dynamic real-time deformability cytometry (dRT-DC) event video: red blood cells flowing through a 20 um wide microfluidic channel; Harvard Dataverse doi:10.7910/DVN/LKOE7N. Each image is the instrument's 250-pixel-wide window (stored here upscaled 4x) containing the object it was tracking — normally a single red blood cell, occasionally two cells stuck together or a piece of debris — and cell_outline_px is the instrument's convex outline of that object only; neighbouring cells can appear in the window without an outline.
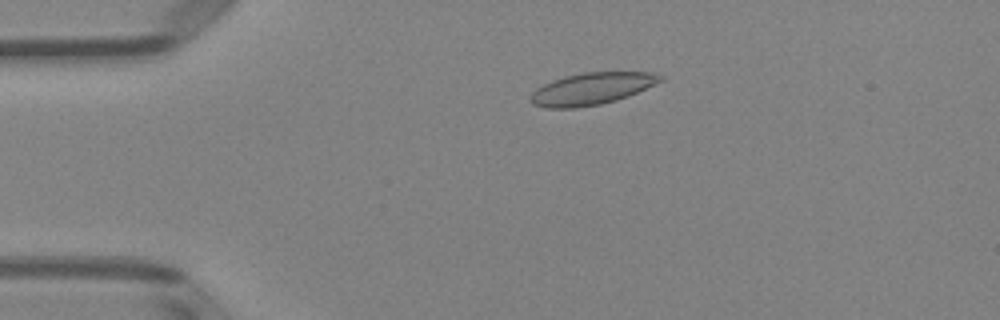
{"species": "Egyptian fruit bat (a non-hibernating species)", "species_latin": "Rousettus aegyptiacus", "temperature_condition": "room temperature", "stored_images_in_passage": 51, "camera_frame_rate_fps": 3000, "um_per_image_px": 0.085, "animal": {"sex": "female"}, "frame": {"image": 1, "passage_image": 11, "time_ms": 3.333, "image_size_px": [1000, 320], "cell_outline_px": [[664, 80], [628, 96], [616, 100], [600, 104], [576, 108], [548, 108], [532, 104], [528, 96], [536, 88], [552, 80], [564, 76], [584, 72], [652, 72], [664, 76]], "centroid_in_image_um": [50.27, 7.54], "position_along_channel_um": 34.7, "area_um2": 24.28}}
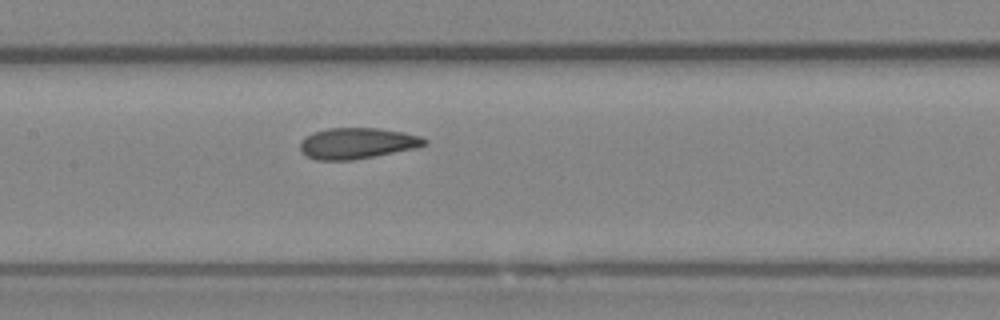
{"frame": {"image": 2, "passage_image": 25, "time_ms": 8.0, "image_size_px": [1000, 320], "cell_outline_px": [[428, 144], [416, 148], [352, 160], [316, 160], [308, 156], [300, 148], [300, 140], [304, 136], [312, 132], [328, 128], [380, 128], [404, 132], [420, 136], [428, 140]], "centroid_in_image_um": [30.36, 12.17], "position_along_channel_um": 177.0, "area_um2": 22.54}}
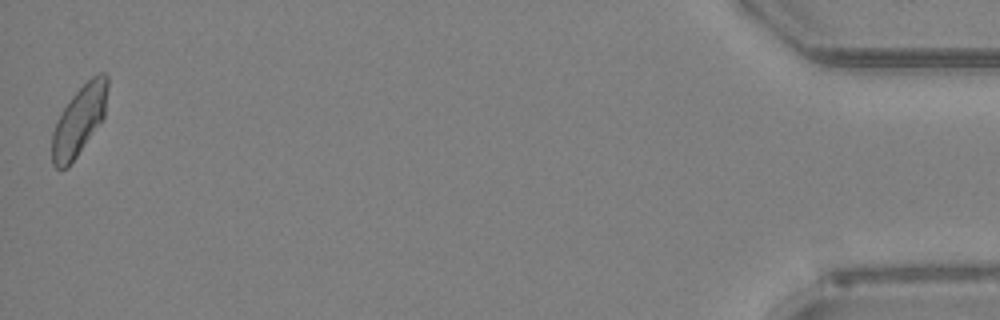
{"frame": {"image": 3, "passage_image": 51, "time_ms": 16.667, "image_size_px": [1000, 320], "cell_outline_px": [[108, 84], [104, 116], [68, 168], [56, 168], [52, 164], [52, 132], [56, 120], [72, 96], [92, 76], [100, 72], [104, 72], [108, 76]], "centroid_in_image_um": [6.71, 10.23], "position_along_channel_um": 428.5, "area_um2": 22.14}, "authors_computed_cell_mechanics": {"area_um2": 22.5998, "velocity_mm_per_s": 3.9713, "shape_relaxation_time_tau1_ms": 6.9731, "shape_relaxation_time_tau2_ms": 1.6834, "deformation_change_tau1": 0.1435, "deformation_change_tau2": 0.0516}}